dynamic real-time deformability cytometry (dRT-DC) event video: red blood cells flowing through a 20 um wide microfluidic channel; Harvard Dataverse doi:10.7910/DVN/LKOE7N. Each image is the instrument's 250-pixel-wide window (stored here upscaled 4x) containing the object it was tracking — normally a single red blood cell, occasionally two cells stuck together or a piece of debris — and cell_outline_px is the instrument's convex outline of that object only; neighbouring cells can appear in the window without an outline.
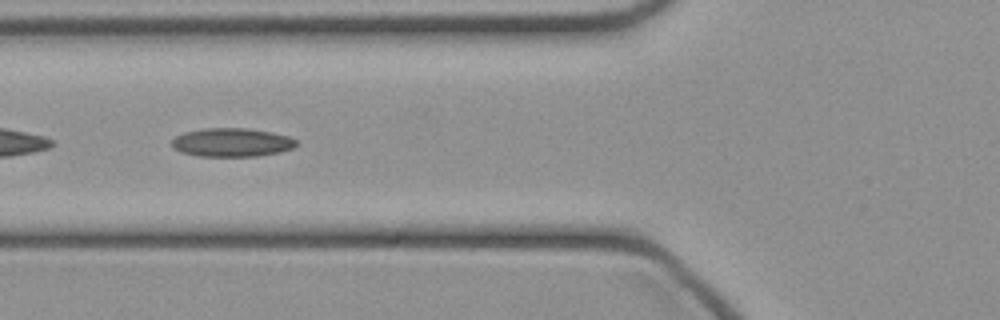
{"species": "common noctule bat (a hibernating species)", "species_latin": "Nyctalus noctula", "temperature_condition": "cold", "stored_images_in_passage": 46, "camera_frame_rate_fps": 3000, "um_per_image_px": 0.085, "animal": {"sex": "female", "body_mass_g": 21.9}, "frame": {"image": 1, "passage_image": 17, "time_ms": 5.333, "image_size_px": [1000, 320], "cell_outline_px": [[296, 144], [292, 148], [280, 152], [256, 156], [200, 156], [180, 152], [172, 148], [172, 140], [176, 136], [184, 132], [204, 128], [248, 128], [272, 132], [288, 136], [296, 140]], "centroid_in_image_um": [19.68, 12.1], "position_along_channel_um": 106.1, "area_um2": 20.75}}
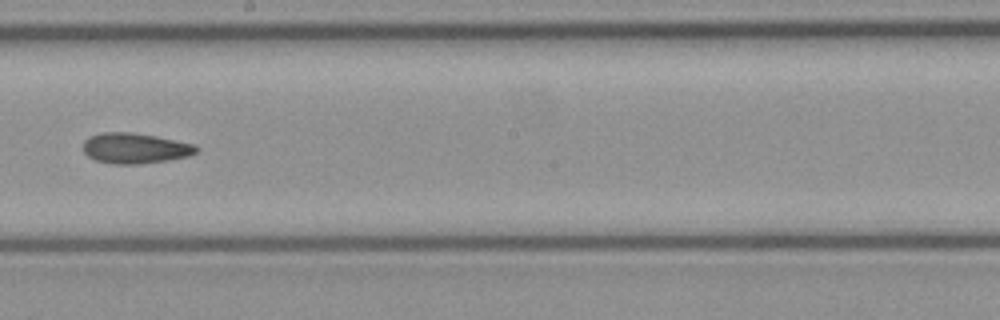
{"frame": {"image": 2, "passage_image": 26, "time_ms": 8.333, "image_size_px": [1000, 320], "cell_outline_px": [[200, 148], [196, 152], [188, 156], [168, 160], [140, 164], [116, 164], [96, 160], [88, 156], [84, 152], [84, 140], [88, 136], [100, 132], [132, 132], [156, 136], [196, 144]], "centroid_in_image_um": [11.49, 12.59], "position_along_channel_um": 236.7, "area_um2": 20.23}}
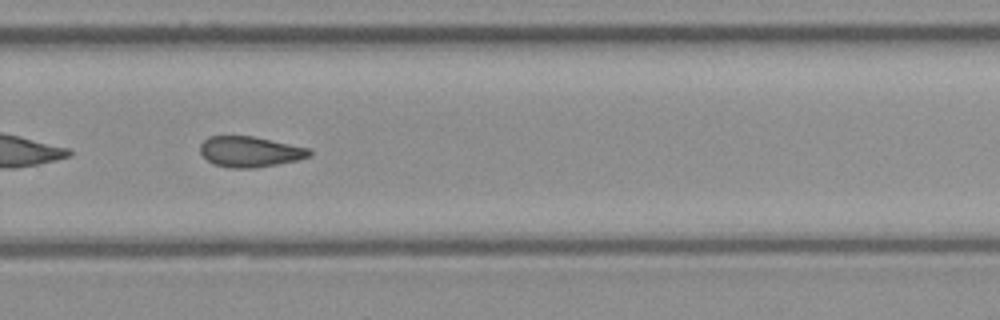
{"frame": {"image": 3, "passage_image": 31, "time_ms": 10.0, "image_size_px": [1000, 320], "cell_outline_px": [[312, 156], [296, 160], [276, 164], [252, 168], [228, 168], [212, 164], [200, 152], [200, 144], [208, 136], [252, 136], [308, 148], [312, 152]], "centroid_in_image_um": [21.21, 12.9], "position_along_channel_um": 308.6, "area_um2": 19.36}}